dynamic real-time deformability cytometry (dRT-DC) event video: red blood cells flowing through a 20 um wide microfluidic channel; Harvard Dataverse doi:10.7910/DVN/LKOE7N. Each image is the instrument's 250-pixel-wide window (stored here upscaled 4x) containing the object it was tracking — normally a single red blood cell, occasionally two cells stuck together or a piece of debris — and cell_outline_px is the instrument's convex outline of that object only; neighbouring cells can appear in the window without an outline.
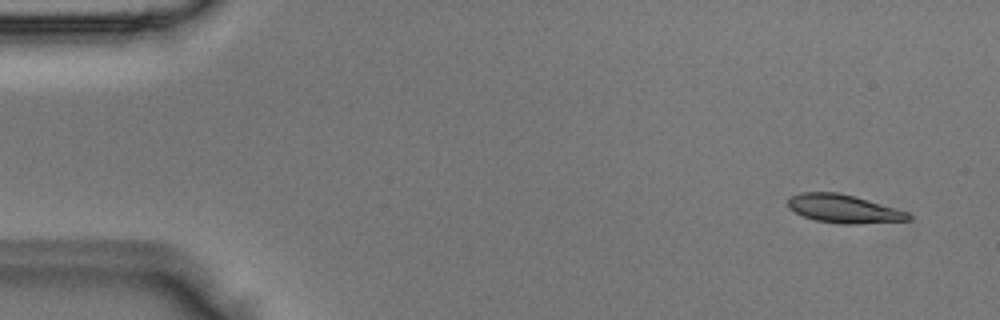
{"species": "Egyptian fruit bat (a non-hibernating species)", "species_latin": "Rousettus aegyptiacus", "temperature_condition": "room temperature", "stored_images_in_passage": 4, "camera_frame_rate_fps": 3000, "um_per_image_px": 0.085, "animal": {"sex": "male"}, "frame": {"image": 1, "passage_image": 1, "time_ms": 0.0, "image_size_px": [1000, 320], "cell_outline_px": [[912, 220], [860, 224], [840, 224], [816, 220], [804, 216], [788, 208], [788, 196], [800, 192], [840, 192], [856, 196], [908, 212], [912, 216]], "centroid_in_image_um": [71.72, 17.74], "position_along_channel_um": 13.3, "area_um2": 20.11}}
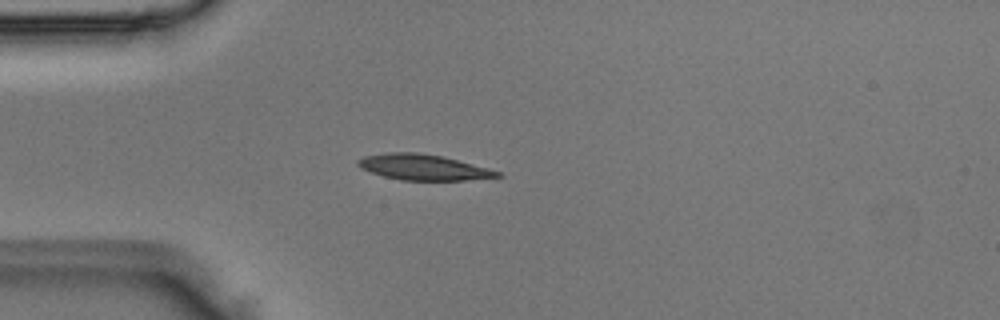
{"frame": {"image": 2, "passage_image": 4, "time_ms": 1.0, "image_size_px": [1000, 320], "cell_outline_px": [[504, 176], [464, 180], [400, 180], [384, 176], [360, 168], [356, 164], [356, 160], [364, 156], [384, 152], [416, 152], [444, 156], [488, 168], [500, 172]], "centroid_in_image_um": [35.95, 14.2], "position_along_channel_um": 49.1, "area_um2": 20.92}}